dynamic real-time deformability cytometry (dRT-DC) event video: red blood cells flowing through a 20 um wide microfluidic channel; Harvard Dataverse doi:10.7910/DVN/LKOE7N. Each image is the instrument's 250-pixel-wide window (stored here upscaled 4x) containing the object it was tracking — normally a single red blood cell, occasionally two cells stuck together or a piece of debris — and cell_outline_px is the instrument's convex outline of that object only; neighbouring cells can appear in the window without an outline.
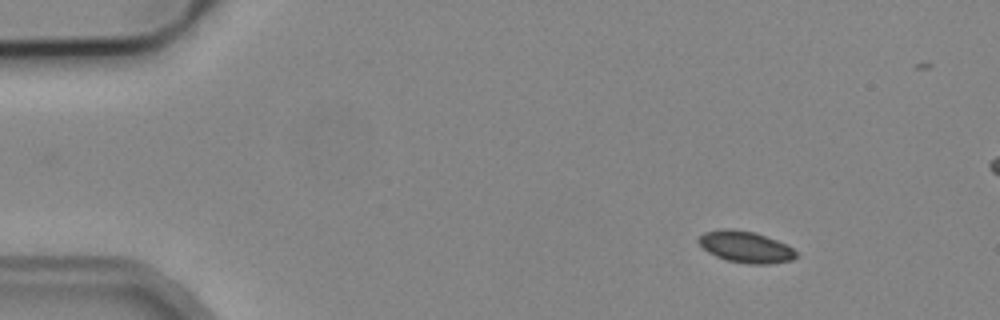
{"species": "common noctule bat (a hibernating species)", "species_latin": "Nyctalus noctula", "temperature_condition": "cold", "stored_images_in_passage": 6, "camera_frame_rate_fps": 3000, "um_per_image_px": 0.085, "animal": {"sex": "male", "body_mass_g": 19.2, "forearm_length_mm": 51.8}, "frame": {"image": 1, "passage_image": 1, "time_ms": 0.0, "image_size_px": [1000, 320], "cell_outline_px": [[796, 256], [792, 260], [768, 264], [752, 264], [728, 260], [716, 256], [708, 252], [696, 240], [704, 232], [724, 228], [732, 228], [756, 232], [788, 244], [796, 252]], "centroid_in_image_um": [63.38, 20.97], "position_along_channel_um": 21.6, "area_um2": 17.92}}